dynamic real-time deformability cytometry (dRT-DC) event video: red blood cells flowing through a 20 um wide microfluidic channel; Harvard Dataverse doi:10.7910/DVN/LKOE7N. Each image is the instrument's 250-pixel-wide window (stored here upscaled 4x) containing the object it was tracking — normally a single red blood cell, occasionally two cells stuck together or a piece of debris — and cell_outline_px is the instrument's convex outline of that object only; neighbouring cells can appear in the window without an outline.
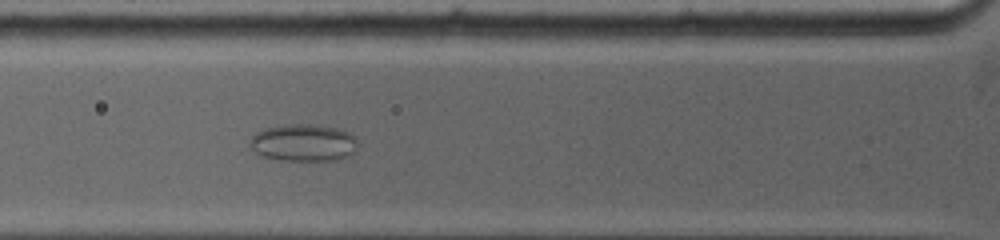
{"species": "common noctule bat (a hibernating species)", "species_latin": "Nyctalus noctula", "temperature_condition": "warm", "stored_images_in_passage": 32, "camera_frame_rate_fps": 5000, "um_per_image_px": 0.085, "animal": {"sex": "female", "body_mass_g": 19.0, "forearm_length_mm": 53.3}, "frame": {"image": 1, "passage_image": 7, "time_ms": 3.4, "image_size_px": [1000, 240], "cell_outline_px": [[356, 148], [348, 156], [336, 160], [280, 160], [260, 156], [248, 144], [252, 136], [256, 132], [268, 128], [292, 124], [308, 124], [336, 128], [348, 132], [356, 136]], "centroid_in_image_um": [25.78, 12.14], "position_along_channel_um": 100.0, "area_um2": 23.18}}
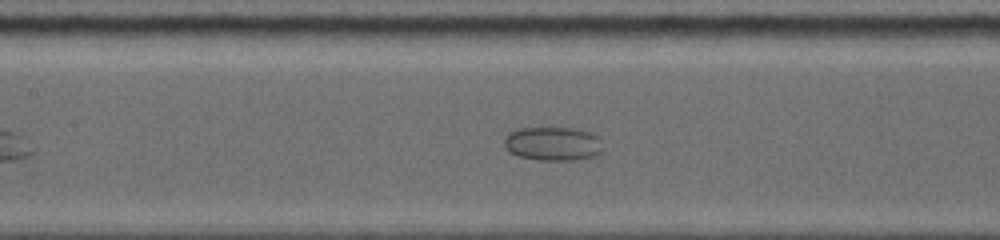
{"frame": {"image": 2, "passage_image": 11, "time_ms": 5.0, "image_size_px": [1000, 240], "cell_outline_px": [[600, 152], [596, 156], [576, 160], [540, 160], [516, 156], [508, 152], [504, 144], [504, 136], [508, 132], [520, 128], [580, 128], [592, 132], [600, 140]], "centroid_in_image_um": [46.96, 12.21], "position_along_channel_um": 160.4, "area_um2": 19.71}}
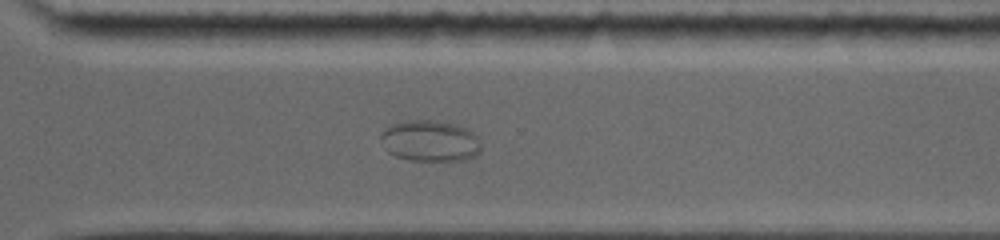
{"frame": {"image": 3, "passage_image": 24, "time_ms": 9.6, "image_size_px": [1000, 240], "cell_outline_px": [[480, 152], [476, 156], [464, 160], [412, 160], [396, 156], [388, 152], [384, 148], [380, 140], [380, 136], [384, 128], [400, 120], [436, 120], [456, 124], [472, 132], [476, 136], [480, 144]], "centroid_in_image_um": [36.52, 11.96], "position_along_channel_um": 334.1, "area_um2": 24.22}}